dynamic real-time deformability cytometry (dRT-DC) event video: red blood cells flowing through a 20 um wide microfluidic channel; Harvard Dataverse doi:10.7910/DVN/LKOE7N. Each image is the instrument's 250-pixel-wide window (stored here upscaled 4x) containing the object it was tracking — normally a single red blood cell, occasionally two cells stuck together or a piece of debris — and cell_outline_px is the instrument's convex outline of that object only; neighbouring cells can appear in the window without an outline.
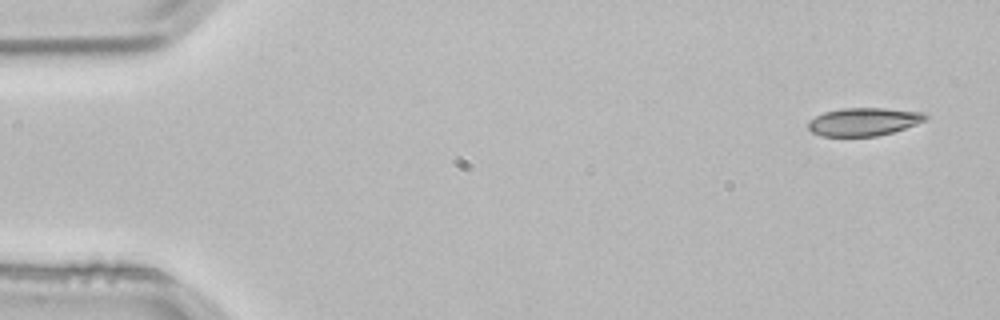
{"species": "common noctule bat (a hibernating species)", "species_latin": "Nyctalus noctula", "temperature_condition": "room temperature", "stored_images_in_passage": 4, "camera_frame_rate_fps": 3000, "um_per_image_px": 0.085, "animal": {"sex": "male", "body_mass_g": 21.5, "forearm_length_mm": 52.0}, "frame": {"image": 1, "passage_image": 1, "time_ms": 0.0, "image_size_px": [1000, 320], "cell_outline_px": [[928, 116], [924, 120], [916, 124], [892, 132], [876, 136], [820, 136], [812, 132], [808, 128], [808, 120], [824, 112], [844, 108], [884, 108], [924, 112]], "centroid_in_image_um": [73.39, 10.34], "position_along_channel_um": 11.6, "area_um2": 19.07}}
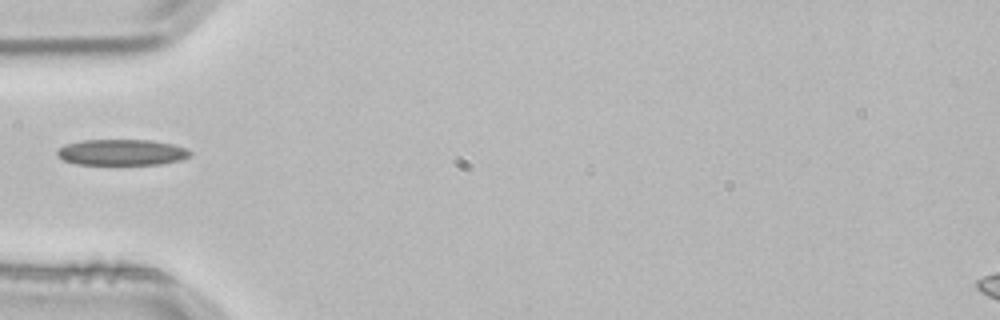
{"frame": {"image": 2, "passage_image": 4, "time_ms": 1.0, "image_size_px": [1000, 320], "cell_outline_px": [[192, 156], [180, 160], [160, 164], [76, 164], [64, 160], [56, 152], [60, 148], [68, 144], [84, 140], [152, 140], [172, 144], [188, 148], [192, 152]], "centroid_in_image_um": [10.43, 12.94], "position_along_channel_um": 74.6, "area_um2": 20.0}}